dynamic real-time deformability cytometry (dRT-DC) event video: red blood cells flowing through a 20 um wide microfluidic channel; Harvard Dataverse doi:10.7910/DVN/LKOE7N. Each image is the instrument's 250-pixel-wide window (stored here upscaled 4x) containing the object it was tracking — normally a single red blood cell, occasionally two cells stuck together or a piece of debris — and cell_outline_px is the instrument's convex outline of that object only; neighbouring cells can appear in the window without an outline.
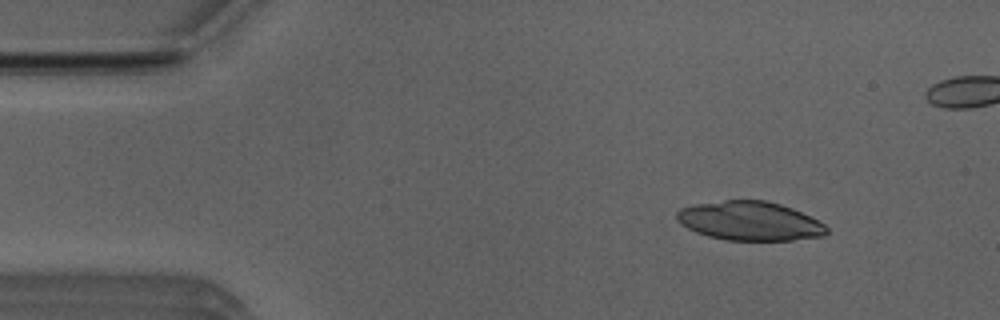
{"species": "Egyptian fruit bat (a non-hibernating species)", "species_latin": "Rousettus aegyptiacus", "temperature_condition": "room temperature", "stored_images_in_passage": 11, "camera_frame_rate_fps": 3000, "um_per_image_px": 0.085, "animal": {"sex": "male"}, "frame": {"image": 1, "passage_image": 3, "time_ms": 0.667, "image_size_px": [1000, 320], "cell_outline_px": [[828, 232], [824, 236], [792, 240], [728, 240], [708, 236], [696, 232], [688, 228], [676, 216], [676, 212], [680, 208], [696, 204], [724, 200], [764, 200], [780, 204], [792, 208], [824, 224], [828, 228]], "centroid_in_image_um": [63.74, 18.78], "position_along_channel_um": 21.3, "area_um2": 33.76}}